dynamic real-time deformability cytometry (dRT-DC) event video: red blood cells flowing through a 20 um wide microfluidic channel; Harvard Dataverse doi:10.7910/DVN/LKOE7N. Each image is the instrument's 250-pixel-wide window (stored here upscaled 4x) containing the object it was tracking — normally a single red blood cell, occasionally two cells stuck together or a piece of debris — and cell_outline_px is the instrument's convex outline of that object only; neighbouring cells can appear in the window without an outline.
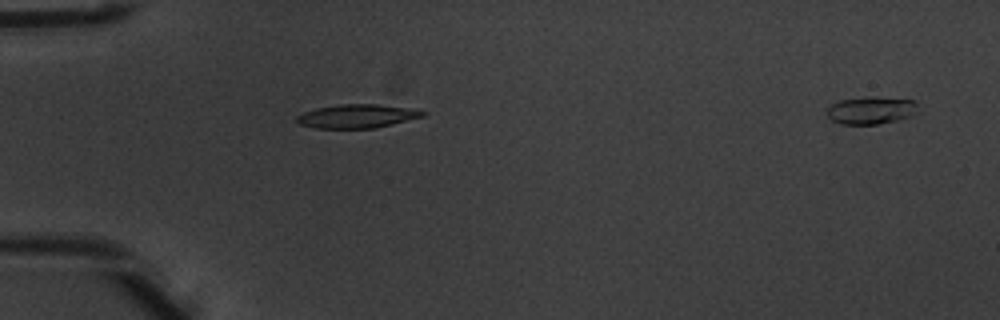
{"species": "common noctule bat (a hibernating species)", "species_latin": "Nyctalus noctula", "temperature_condition": "warm", "stored_images_in_passage": 2, "segment_of_instrument_passage": [1, 2], "camera_frame_rate_fps": 3000, "um_per_image_px": 0.085, "animal": {"sex": "male", "body_mass_g": 20.1, "forearm_length_mm": 53.5}, "frame": {"image": 1, "passage_image": 1, "time_ms": 0.0, "image_size_px": [1000, 320], "cell_outline_px": [[428, 112], [424, 116], [376, 128], [316, 128], [300, 124], [296, 120], [296, 116], [304, 112], [316, 108], [340, 104], [376, 104], [408, 108]], "centroid_in_image_um": [30.34, 9.87], "position_along_channel_um": 54.7, "area_um2": 17.22}}